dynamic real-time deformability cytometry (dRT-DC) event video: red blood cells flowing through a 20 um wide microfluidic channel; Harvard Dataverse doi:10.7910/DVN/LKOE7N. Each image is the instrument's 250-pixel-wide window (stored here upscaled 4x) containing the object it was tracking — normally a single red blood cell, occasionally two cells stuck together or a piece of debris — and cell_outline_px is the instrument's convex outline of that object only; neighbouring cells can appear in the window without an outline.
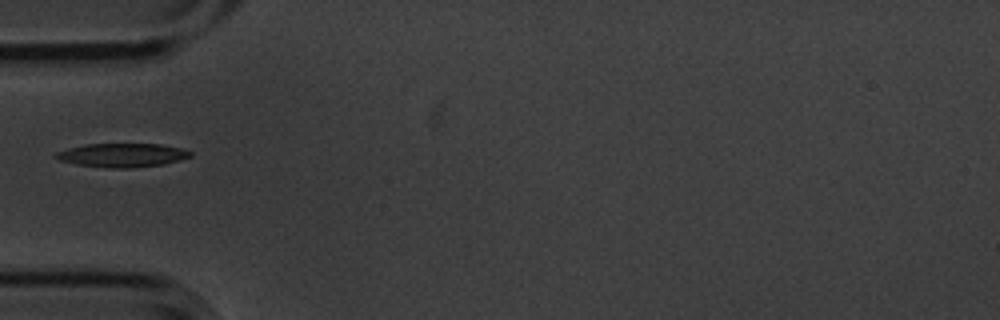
{"species": "common noctule bat (a hibernating species)", "species_latin": "Nyctalus noctula", "temperature_condition": "cold", "stored_images_in_passage": 39, "camera_frame_rate_fps": 3000, "um_per_image_px": 0.085, "animal": {"sex": "male", "body_mass_g": 20.1, "forearm_length_mm": 53.5}, "frame": {"image": 1, "passage_image": 1, "time_ms": 0.0, "image_size_px": [1000, 320], "cell_outline_px": [[192, 156], [180, 160], [164, 164], [132, 168], [108, 168], [76, 164], [60, 160], [52, 156], [56, 152], [68, 148], [84, 144], [160, 144], [180, 148], [192, 152]], "centroid_in_image_um": [10.38, 13.19], "position_along_channel_um": 74.6, "area_um2": 18.67}}
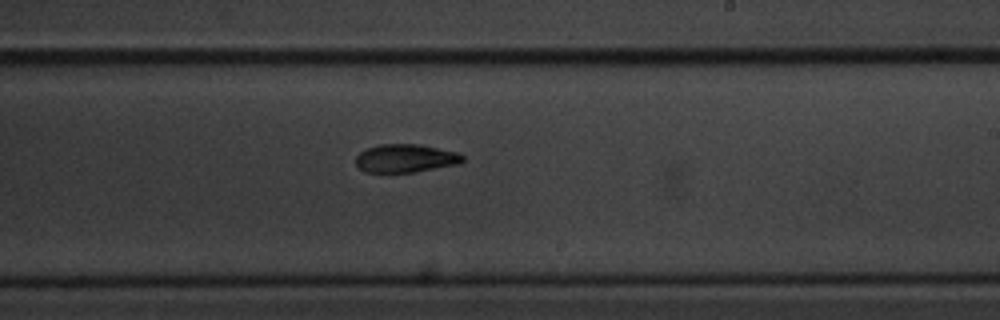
{"frame": {"image": 2, "passage_image": 16, "time_ms": 5.0, "image_size_px": [1000, 320], "cell_outline_px": [[464, 160], [460, 164], [416, 172], [364, 172], [356, 164], [356, 156], [360, 152], [368, 148], [380, 144], [420, 144], [456, 152], [464, 156]], "centroid_in_image_um": [34.49, 13.46], "position_along_channel_um": 254.5, "area_um2": 17.63}}
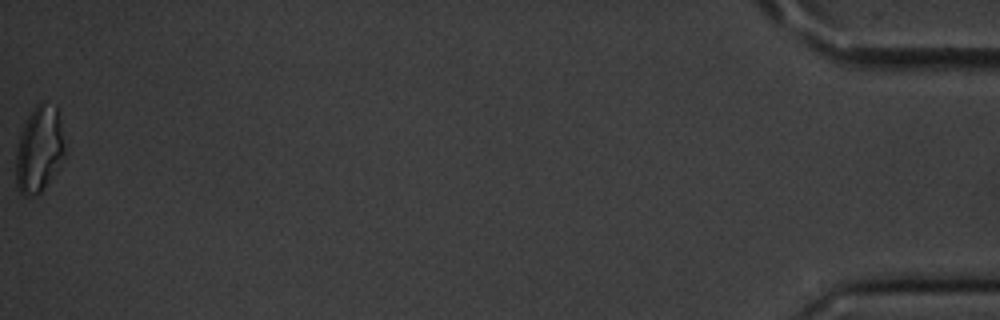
{"frame": {"image": 3, "passage_image": 39, "time_ms": 12.667, "image_size_px": [1000, 320], "cell_outline_px": [[64, 156], [40, 192], [36, 196], [24, 196], [16, 188], [16, 148], [20, 132], [28, 116], [36, 104], [40, 100], [44, 100], [56, 104], [64, 148]], "centroid_in_image_um": [3.28, 12.65], "position_along_channel_um": 431.9, "area_um2": 24.33}}